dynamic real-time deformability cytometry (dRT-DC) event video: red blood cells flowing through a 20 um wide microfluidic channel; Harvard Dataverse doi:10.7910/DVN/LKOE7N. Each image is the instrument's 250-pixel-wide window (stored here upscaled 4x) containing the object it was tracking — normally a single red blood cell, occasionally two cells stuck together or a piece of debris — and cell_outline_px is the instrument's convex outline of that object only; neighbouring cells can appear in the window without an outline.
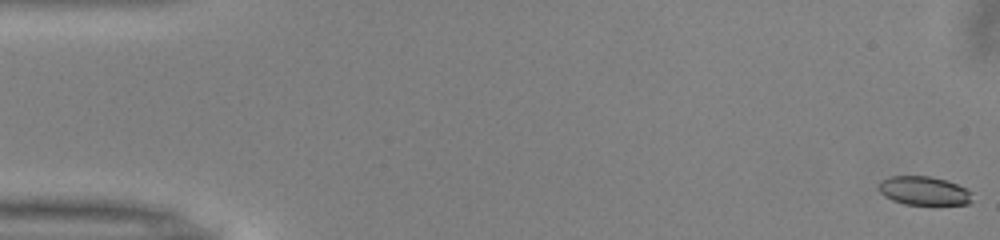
{"species": "common noctule bat (a hibernating species)", "species_latin": "Nyctalus noctula", "temperature_condition": "warm", "stored_images_in_passage": 13, "camera_frame_rate_fps": 3000, "um_per_image_px": 0.085, "animal": {"sex": "male", "body_mass_g": 13.0, "forearm_length_mm": 53.1}, "frame": {"image": 1, "passage_image": 1, "time_ms": 0.0, "image_size_px": [1000, 240], "cell_outline_px": [[972, 200], [968, 204], [904, 204], [892, 200], [884, 196], [876, 188], [880, 180], [888, 176], [928, 176], [944, 180], [956, 184], [972, 192]], "centroid_in_image_um": [78.47, 16.21], "position_along_channel_um": 6.5, "area_um2": 15.66}}